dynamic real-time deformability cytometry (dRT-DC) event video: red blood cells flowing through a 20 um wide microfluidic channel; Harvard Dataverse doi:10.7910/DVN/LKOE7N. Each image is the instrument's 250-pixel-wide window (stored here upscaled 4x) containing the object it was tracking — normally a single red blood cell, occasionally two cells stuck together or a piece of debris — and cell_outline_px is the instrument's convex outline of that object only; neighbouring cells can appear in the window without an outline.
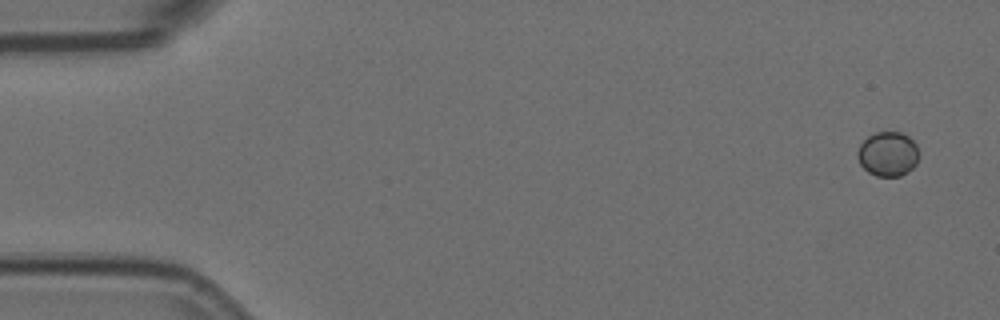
{"species": "Egyptian fruit bat (a non-hibernating species)", "species_latin": "Rousettus aegyptiacus", "temperature_condition": "room temperature", "stored_images_in_passage": 4, "camera_frame_rate_fps": 3000, "um_per_image_px": 0.085, "animal": {"sex": "female"}, "frame": {"image": 1, "passage_image": 1, "time_ms": 0.0, "image_size_px": [1000, 320], "cell_outline_px": [[920, 152], [916, 164], [908, 172], [900, 176], [876, 176], [868, 172], [860, 164], [856, 156], [856, 152], [860, 144], [868, 136], [876, 132], [900, 132], [908, 136], [916, 144]], "centroid_in_image_um": [75.47, 13.09], "position_along_channel_um": 9.5, "area_um2": 16.13}}